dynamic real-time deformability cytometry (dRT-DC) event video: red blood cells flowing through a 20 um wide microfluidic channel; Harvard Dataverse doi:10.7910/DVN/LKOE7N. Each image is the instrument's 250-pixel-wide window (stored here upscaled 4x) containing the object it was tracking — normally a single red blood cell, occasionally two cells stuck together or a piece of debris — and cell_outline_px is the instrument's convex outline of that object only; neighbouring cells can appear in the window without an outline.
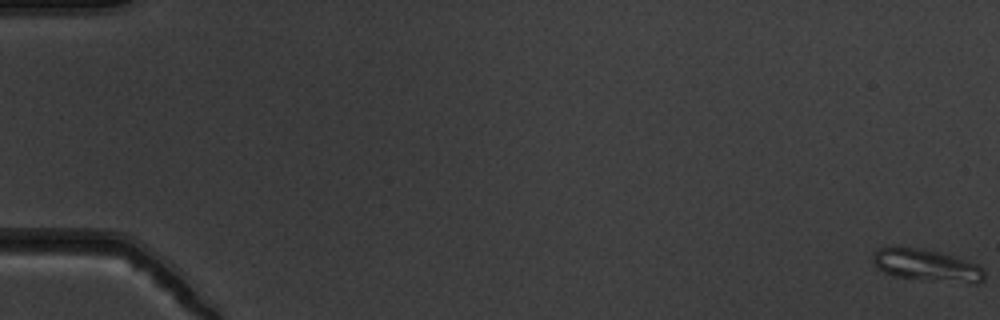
{"species": "common noctule bat (a hibernating species)", "species_latin": "Nyctalus noctula", "temperature_condition": "warm", "stored_images_in_passage": 56, "camera_frame_rate_fps": 3000, "um_per_image_px": 0.085, "animal": {"sex": "male", "body_mass_g": 19.5, "forearm_length_mm": 54.6}, "frame": {"image": 1, "passage_image": 1, "time_ms": 0.0, "image_size_px": [1000, 320], "cell_outline_px": [[984, 280], [980, 284], [972, 284], [892, 276], [876, 268], [872, 260], [872, 252], [880, 248], [916, 248], [940, 252], [980, 264], [984, 268]], "centroid_in_image_um": [78.82, 22.57], "position_along_channel_um": 6.2, "area_um2": 20.92}}
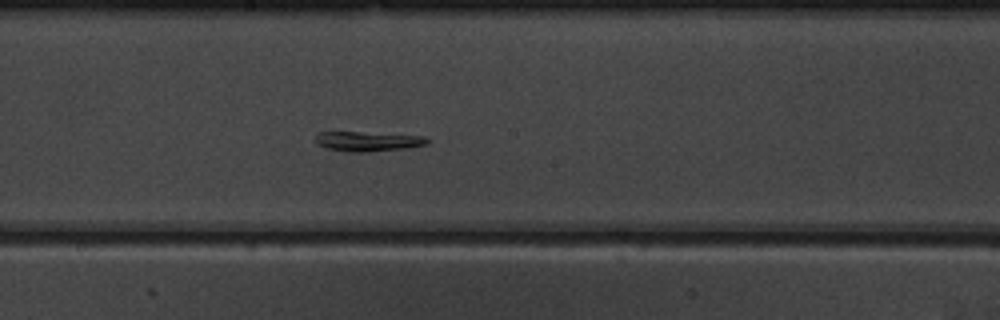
{"frame": {"image": 2, "passage_image": 32, "time_ms": 10.333, "image_size_px": [1000, 320], "cell_outline_px": [[428, 144], [408, 148], [364, 152], [348, 152], [328, 148], [316, 144], [316, 136], [320, 132], [356, 132], [424, 136], [428, 140]], "centroid_in_image_um": [31.27, 12.02], "position_along_channel_um": 216.9, "area_um2": 12.66}}
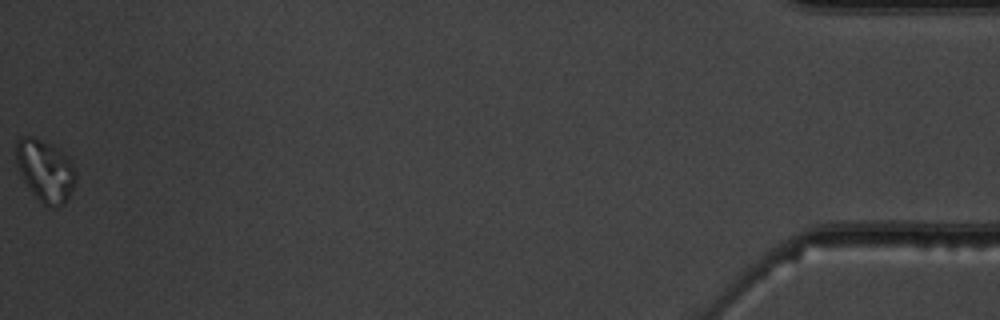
{"frame": {"image": 3, "passage_image": 56, "time_ms": 18.333, "image_size_px": [1000, 320], "cell_outline_px": [[76, 180], [64, 204], [56, 208], [52, 208], [44, 204], [32, 192], [24, 180], [20, 172], [16, 160], [16, 140], [20, 136], [32, 136], [52, 144], [64, 152], [72, 160], [76, 172]], "centroid_in_image_um": [3.87, 14.47], "position_along_channel_um": 431.3, "area_um2": 21.62}}